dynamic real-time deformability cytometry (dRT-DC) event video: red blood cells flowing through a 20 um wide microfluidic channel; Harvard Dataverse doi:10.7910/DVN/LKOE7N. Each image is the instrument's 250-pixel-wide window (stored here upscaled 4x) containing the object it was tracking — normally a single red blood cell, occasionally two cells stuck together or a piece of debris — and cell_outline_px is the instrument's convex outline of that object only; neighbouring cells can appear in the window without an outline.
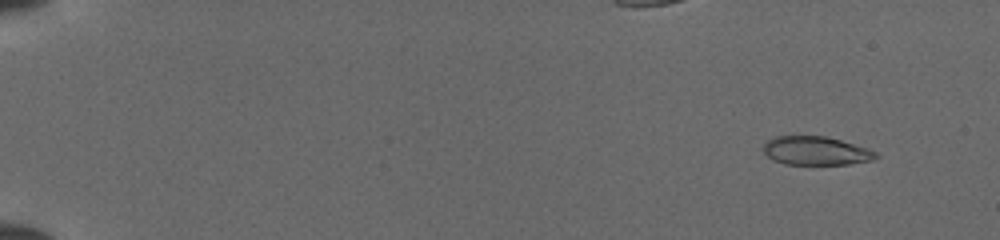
{"species": "common noctule bat (a hibernating species)", "species_latin": "Nyctalus noctula", "temperature_condition": "cold", "stored_images_in_passage": 51, "camera_frame_rate_fps": 3000, "um_per_image_px": 0.085, "animal": {"sex": "female", "body_mass_g": 19.5, "forearm_length_mm": 54.1}, "frame": {"image": 1, "passage_image": 5, "time_ms": 1.333, "image_size_px": [1000, 240], "cell_outline_px": [[880, 156], [872, 160], [848, 164], [784, 164], [772, 160], [764, 152], [764, 144], [768, 140], [776, 136], [824, 136], [840, 140], [868, 148], [876, 152]], "centroid_in_image_um": [69.36, 12.82], "position_along_channel_um": 15.6, "area_um2": 18.67}}
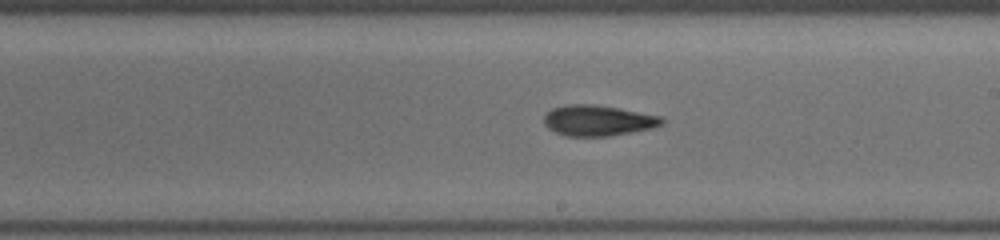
{"frame": {"image": 2, "passage_image": 32, "time_ms": 10.333, "image_size_px": [1000, 240], "cell_outline_px": [[664, 124], [652, 128], [608, 136], [564, 136], [548, 128], [544, 124], [544, 116], [552, 108], [564, 104], [592, 104], [664, 116]], "centroid_in_image_um": [50.83, 10.24], "position_along_channel_um": 238.2, "area_um2": 21.1}}
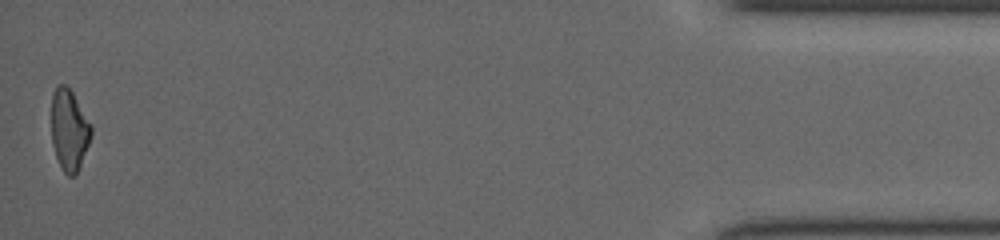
{"frame": {"image": 3, "passage_image": 51, "time_ms": 16.667, "image_size_px": [1000, 240], "cell_outline_px": [[92, 136], [80, 168], [72, 176], [68, 176], [64, 172], [56, 156], [52, 144], [52, 92], [56, 84], [64, 84], [72, 92], [92, 124]], "centroid_in_image_um": [5.9, 11.03], "position_along_channel_um": 429.3, "area_um2": 18.96}}